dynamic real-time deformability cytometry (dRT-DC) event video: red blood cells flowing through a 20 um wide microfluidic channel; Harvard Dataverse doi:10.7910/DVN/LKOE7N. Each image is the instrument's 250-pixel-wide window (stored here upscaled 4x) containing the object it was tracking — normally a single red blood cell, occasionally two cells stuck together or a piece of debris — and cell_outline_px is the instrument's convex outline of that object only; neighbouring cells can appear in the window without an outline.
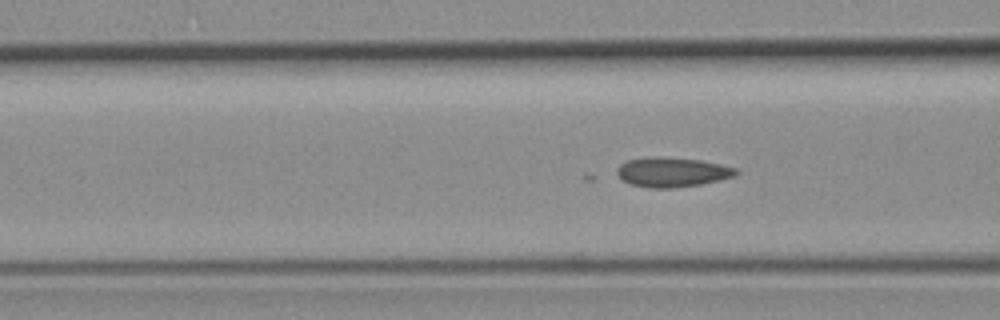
{"species": "common noctule bat (a hibernating species)", "species_latin": "Nyctalus noctula", "temperature_condition": "room temperature", "stored_images_in_passage": 54, "camera_frame_rate_fps": 3000, "um_per_image_px": 0.085, "animal": {"sex": "female", "body_mass_g": 19.3, "forearm_length_mm": 54.1}, "frame": {"image": 1, "passage_image": 19, "time_ms": 6.0, "image_size_px": [1000, 320], "cell_outline_px": [[740, 172], [736, 176], [700, 184], [676, 188], [648, 188], [632, 184], [624, 180], [616, 172], [616, 168], [620, 164], [628, 160], [660, 156], [700, 160], [720, 164], [736, 168]], "centroid_in_image_um": [57.16, 14.63], "position_along_channel_um": 109.4, "area_um2": 20.46}}
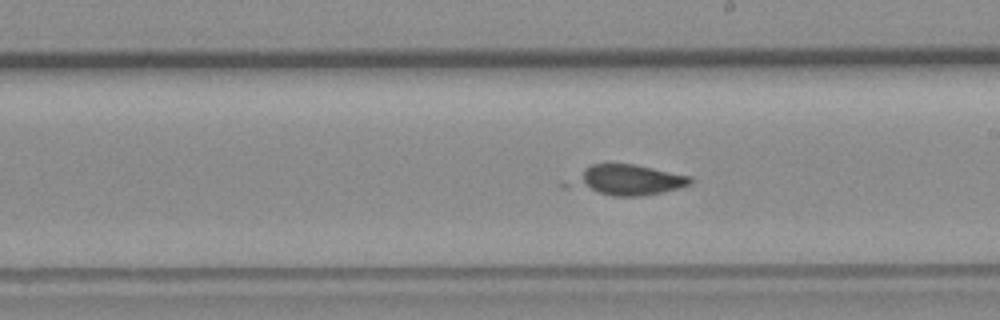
{"frame": {"image": 2, "passage_image": 29, "time_ms": 9.333, "image_size_px": [1000, 320], "cell_outline_px": [[692, 184], [680, 188], [664, 192], [640, 196], [612, 196], [600, 192], [584, 184], [584, 168], [592, 164], [632, 164], [692, 176]], "centroid_in_image_um": [53.77, 15.28], "position_along_channel_um": 235.2, "area_um2": 19.25}}
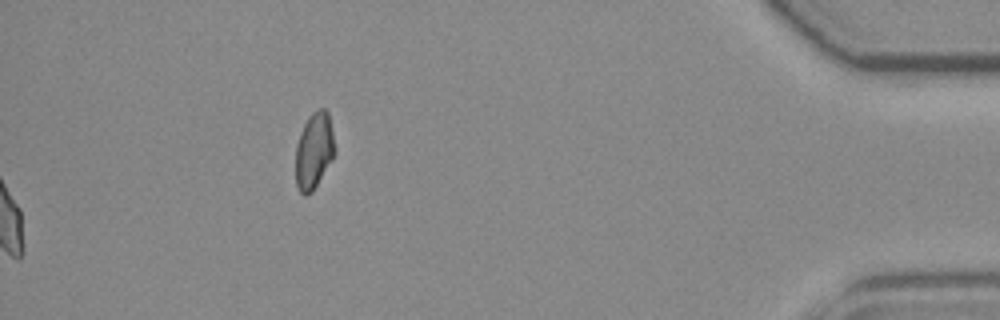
{"frame": {"image": 3, "passage_image": 54, "time_ms": 17.667, "image_size_px": [1000, 320], "cell_outline_px": [[332, 160], [312, 192], [308, 196], [304, 196], [300, 192], [296, 184], [296, 144], [300, 132], [308, 116], [312, 112], [320, 108], [324, 108], [328, 112], [332, 132]], "centroid_in_image_um": [26.65, 12.82], "position_along_channel_um": 408.6, "area_um2": 17.11}}